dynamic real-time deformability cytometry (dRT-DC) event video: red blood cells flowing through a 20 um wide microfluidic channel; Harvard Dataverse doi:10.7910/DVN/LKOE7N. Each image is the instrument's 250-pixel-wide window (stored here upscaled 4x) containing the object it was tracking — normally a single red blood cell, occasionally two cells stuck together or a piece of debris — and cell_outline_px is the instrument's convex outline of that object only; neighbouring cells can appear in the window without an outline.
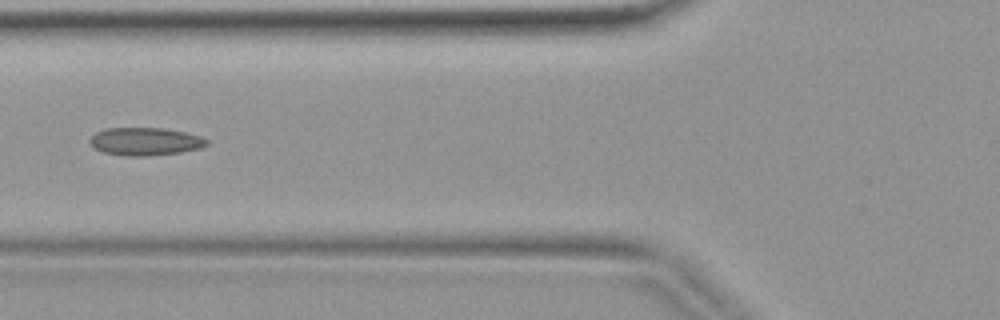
{"species": "common noctule bat (a hibernating species)", "species_latin": "Nyctalus noctula", "temperature_condition": "warm", "stored_images_in_passage": 5, "camera_frame_rate_fps": 3000, "um_per_image_px": 0.085, "animal": {"sex": "female", "body_mass_g": 19.9}, "frame": {"image": 1, "passage_image": 5, "time_ms": 1.333, "image_size_px": [1000, 320], "cell_outline_px": [[208, 144], [200, 148], [180, 152], [144, 156], [124, 156], [104, 152], [96, 148], [88, 140], [96, 132], [104, 128], [164, 128], [184, 132], [200, 136], [208, 140]], "centroid_in_image_um": [12.34, 12.02], "position_along_channel_um": 113.5, "area_um2": 18.84}}